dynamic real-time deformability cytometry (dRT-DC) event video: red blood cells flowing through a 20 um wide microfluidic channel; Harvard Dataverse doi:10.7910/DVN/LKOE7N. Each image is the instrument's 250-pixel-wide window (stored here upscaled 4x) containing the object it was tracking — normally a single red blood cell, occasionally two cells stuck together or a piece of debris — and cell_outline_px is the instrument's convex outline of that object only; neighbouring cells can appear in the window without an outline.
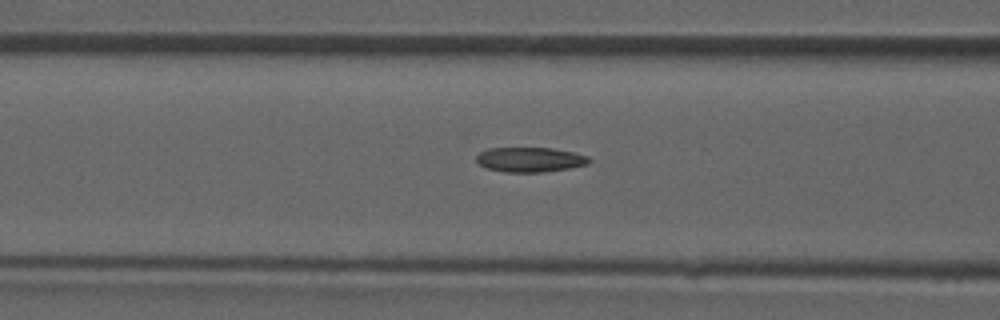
{"species": "common noctule bat (a hibernating species)", "species_latin": "Nyctalus noctula", "temperature_condition": "room temperature", "stored_images_in_passage": 25, "camera_frame_rate_fps": 3000, "um_per_image_px": 0.085, "animal": {"sex": "male", "forearm_length_mm": 52.5}, "frame": {"image": 1, "passage_image": 20, "time_ms": 6.333, "image_size_px": [1000, 320], "cell_outline_px": [[592, 160], [588, 164], [568, 168], [544, 172], [504, 172], [484, 168], [476, 160], [476, 156], [480, 152], [488, 148], [552, 148], [572, 152], [588, 156]], "centroid_in_image_um": [45.03, 13.57], "position_along_channel_um": 121.6, "area_um2": 16.3}}